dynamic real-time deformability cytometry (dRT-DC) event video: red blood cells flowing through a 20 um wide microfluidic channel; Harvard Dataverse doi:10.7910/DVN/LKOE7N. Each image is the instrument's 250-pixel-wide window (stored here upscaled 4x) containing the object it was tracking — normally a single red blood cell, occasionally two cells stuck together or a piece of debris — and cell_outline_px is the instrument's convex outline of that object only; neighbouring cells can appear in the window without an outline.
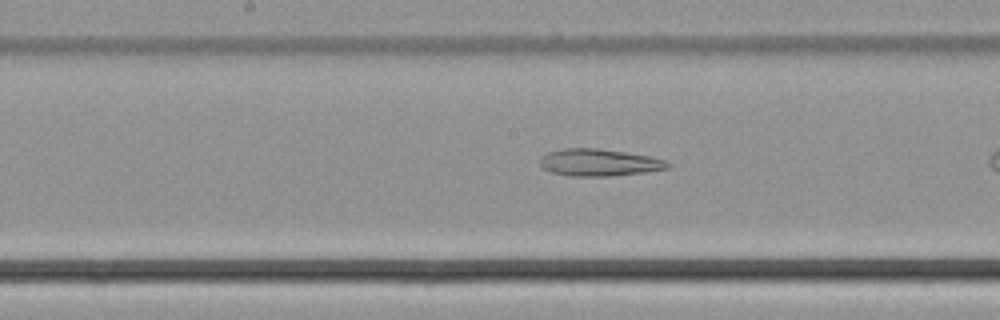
{"species": "common noctule bat (a hibernating species)", "species_latin": "Nyctalus noctula", "temperature_condition": "cold", "stored_images_in_passage": 27, "camera_frame_rate_fps": 3000, "um_per_image_px": 0.085, "animal": {"sex": "male", "body_mass_g": 21.5, "forearm_length_mm": 52.0}, "frame": {"image": 1, "passage_image": 23, "time_ms": 7.333, "image_size_px": [1000, 320], "cell_outline_px": [[672, 164], [668, 168], [644, 172], [608, 176], [568, 176], [552, 172], [544, 168], [540, 164], [540, 156], [548, 152], [564, 148], [596, 148], [624, 152], [648, 156], [668, 160]], "centroid_in_image_um": [50.92, 13.81], "position_along_channel_um": 197.3, "area_um2": 20.11}}